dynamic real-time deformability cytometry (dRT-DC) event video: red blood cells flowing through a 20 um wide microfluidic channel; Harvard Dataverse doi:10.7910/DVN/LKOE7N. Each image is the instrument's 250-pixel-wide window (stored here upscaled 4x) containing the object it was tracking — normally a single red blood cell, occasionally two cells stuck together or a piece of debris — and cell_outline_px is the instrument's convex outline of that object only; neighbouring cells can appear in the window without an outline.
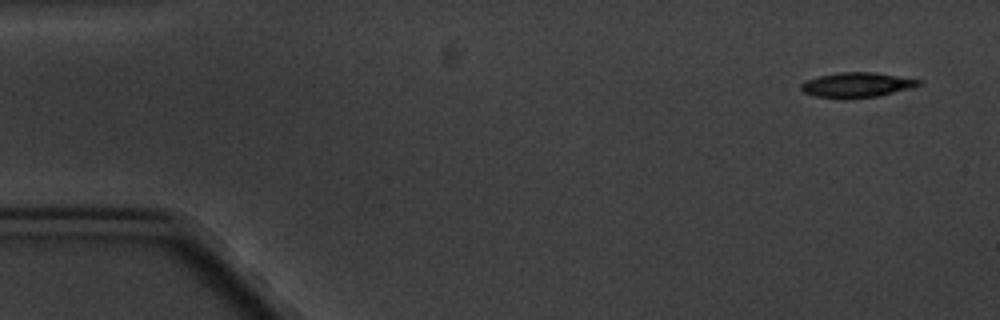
{"species": "common noctule bat (a hibernating species)", "species_latin": "Nyctalus noctula", "temperature_condition": "cold", "stored_images_in_passage": 6, "camera_frame_rate_fps": 3000, "um_per_image_px": 0.085, "animal": {"sex": "male", "body_mass_g": 20.1, "forearm_length_mm": 53.5}, "frame": {"image": 1, "passage_image": 1, "time_ms": 0.0, "image_size_px": [1000, 320], "cell_outline_px": [[924, 80], [920, 84], [908, 88], [876, 96], [844, 100], [816, 96], [804, 92], [800, 88], [800, 84], [808, 80], [820, 76], [840, 72], [872, 72]], "centroid_in_image_um": [72.79, 7.23], "position_along_channel_um": 12.2, "area_um2": 16.94}}
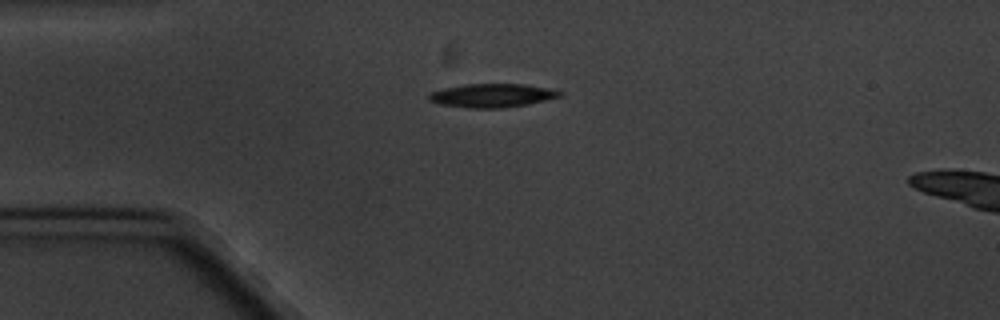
{"frame": {"image": 2, "passage_image": 4, "time_ms": 3.667, "image_size_px": [1000, 320], "cell_outline_px": [[564, 92], [560, 96], [528, 104], [500, 108], [468, 108], [440, 104], [428, 100], [428, 96], [432, 92], [444, 88], [464, 84], [524, 84], [548, 88]], "centroid_in_image_um": [41.81, 8.11], "position_along_channel_um": 43.2, "area_um2": 17.86}}